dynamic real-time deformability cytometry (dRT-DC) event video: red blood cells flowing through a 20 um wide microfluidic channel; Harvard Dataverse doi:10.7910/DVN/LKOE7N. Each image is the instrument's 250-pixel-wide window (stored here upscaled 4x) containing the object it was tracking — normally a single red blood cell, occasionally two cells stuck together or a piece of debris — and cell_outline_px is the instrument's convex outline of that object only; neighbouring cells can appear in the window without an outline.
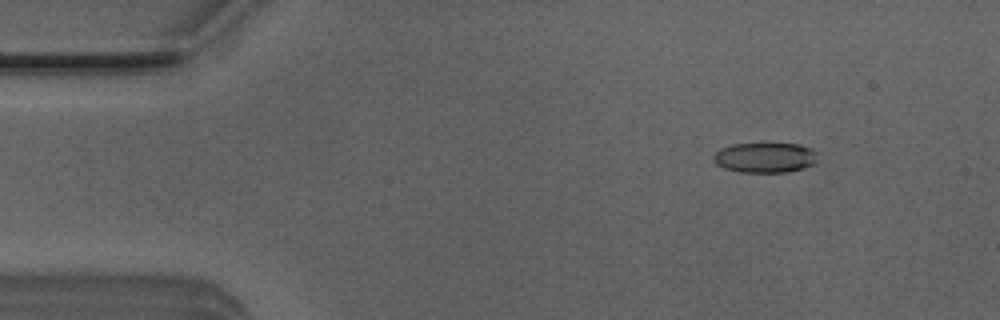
{"species": "Egyptian fruit bat (a non-hibernating species)", "species_latin": "Rousettus aegyptiacus", "temperature_condition": "room temperature", "stored_images_in_passage": 46, "camera_frame_rate_fps": 3000, "um_per_image_px": 0.085, "animal": {"sex": "male"}, "frame": {"image": 1, "passage_image": 1, "time_ms": 0.0, "image_size_px": [1000, 320], "cell_outline_px": [[816, 160], [812, 164], [804, 168], [788, 172], [740, 172], [724, 168], [716, 164], [712, 156], [720, 148], [732, 144], [800, 144], [816, 152]], "centroid_in_image_um": [64.99, 13.4], "position_along_channel_um": 20.0, "area_um2": 18.15}}
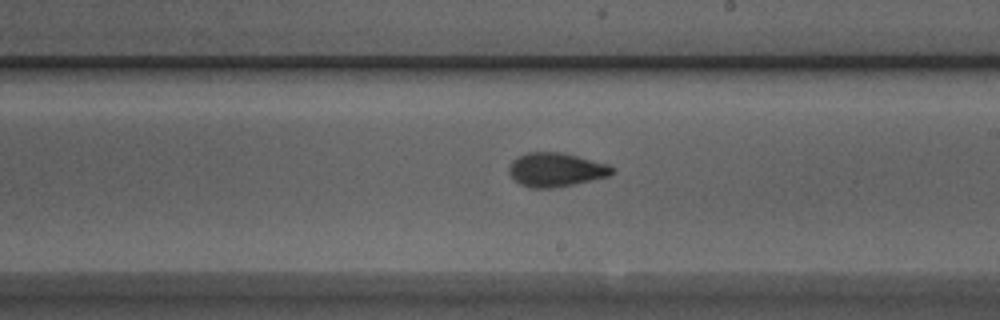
{"frame": {"image": 2, "passage_image": 24, "time_ms": 7.667, "image_size_px": [1000, 320], "cell_outline_px": [[612, 172], [608, 176], [572, 184], [552, 188], [528, 188], [520, 184], [508, 172], [508, 168], [512, 160], [528, 152], [564, 152], [608, 164], [612, 168]], "centroid_in_image_um": [47.21, 14.42], "position_along_channel_um": 241.8, "area_um2": 20.17}}
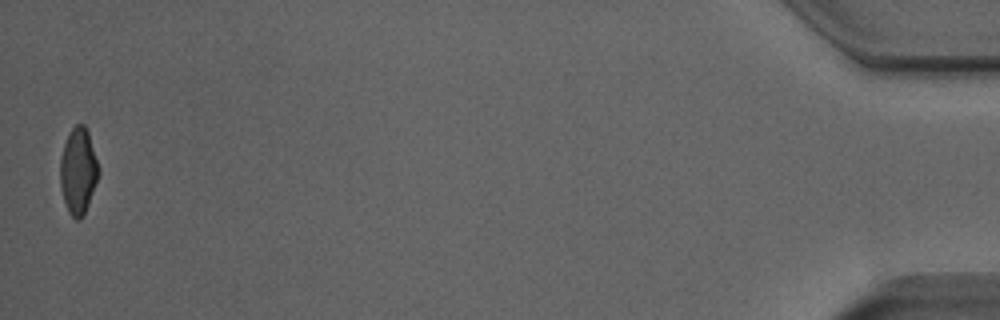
{"frame": {"image": 3, "passage_image": 46, "time_ms": 15.0, "image_size_px": [1000, 320], "cell_outline_px": [[100, 172], [84, 216], [80, 220], [76, 220], [68, 212], [60, 188], [60, 160], [64, 144], [72, 128], [76, 124], [84, 124], [88, 132], [100, 168]], "centroid_in_image_um": [6.66, 14.56], "position_along_channel_um": 428.5, "area_um2": 19.36}, "authors_computed_cell_mechanics": {"area_um2": 19.8543, "velocity_mm_per_s": 3.9341, "shape_relaxation_time_tau1_ms": 6.7808, "shape_relaxation_time_tau2_ms": 1.8477, "deformation_change_tau1": 0.1974, "deformation_change_tau2": 0.0872}}